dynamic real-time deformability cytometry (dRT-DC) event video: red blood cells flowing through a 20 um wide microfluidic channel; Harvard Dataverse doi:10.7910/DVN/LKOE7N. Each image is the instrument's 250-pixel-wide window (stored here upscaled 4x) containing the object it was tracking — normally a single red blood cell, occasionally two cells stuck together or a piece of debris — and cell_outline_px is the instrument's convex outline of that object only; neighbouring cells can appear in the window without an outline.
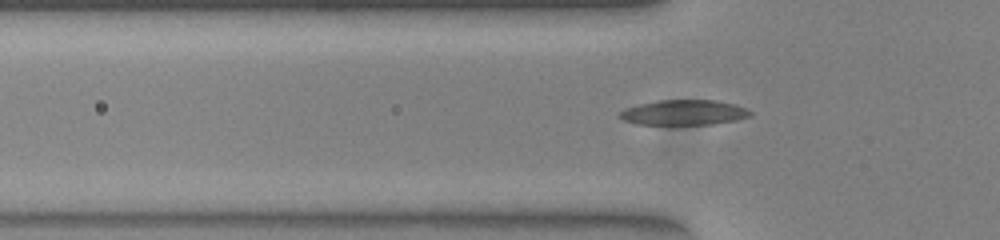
{"species": "common noctule bat (a hibernating species)", "species_latin": "Nyctalus noctula", "temperature_condition": "warm", "stored_images_in_passage": 36, "camera_frame_rate_fps": 3000, "um_per_image_px": 0.085, "animal": {"sex": "female", "body_mass_g": 23.0, "forearm_length_mm": 53.4}, "frame": {"image": 1, "passage_image": 10, "time_ms": 3.0, "image_size_px": [1000, 240], "cell_outline_px": [[752, 116], [736, 120], [712, 124], [636, 124], [624, 120], [616, 116], [624, 108], [640, 104], [660, 100], [716, 100], [736, 104], [752, 112]], "centroid_in_image_um": [58.13, 9.56], "position_along_channel_um": 67.7, "area_um2": 19.13}}
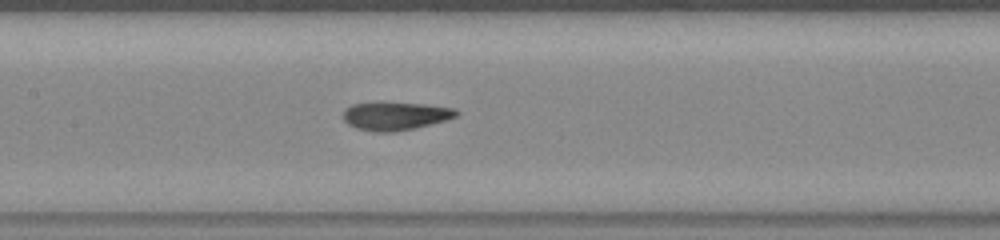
{"frame": {"image": 2, "passage_image": 18, "time_ms": 5.667, "image_size_px": [1000, 240], "cell_outline_px": [[460, 112], [456, 116], [444, 120], [416, 128], [396, 132], [376, 132], [356, 128], [348, 124], [344, 120], [344, 108], [352, 104], [424, 104], [452, 108]], "centroid_in_image_um": [33.59, 9.89], "position_along_channel_um": 173.8, "area_um2": 18.03}}
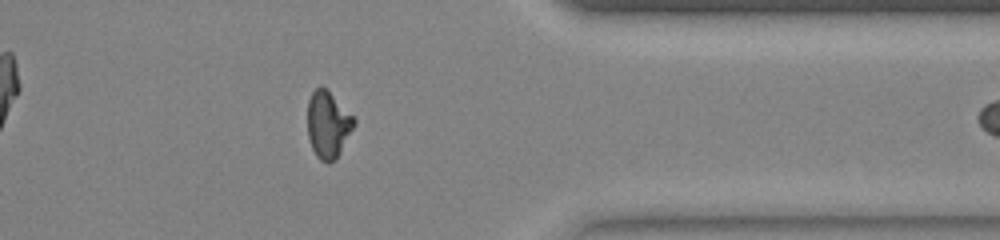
{"frame": {"image": 3, "passage_image": 35, "time_ms": 11.333, "image_size_px": [1000, 240], "cell_outline_px": [[356, 124], [336, 160], [328, 164], [320, 160], [316, 156], [312, 148], [308, 136], [308, 100], [312, 92], [320, 84], [328, 88], [356, 120]], "centroid_in_image_um": [27.89, 10.58], "position_along_channel_um": 383.5, "area_um2": 18.44}}